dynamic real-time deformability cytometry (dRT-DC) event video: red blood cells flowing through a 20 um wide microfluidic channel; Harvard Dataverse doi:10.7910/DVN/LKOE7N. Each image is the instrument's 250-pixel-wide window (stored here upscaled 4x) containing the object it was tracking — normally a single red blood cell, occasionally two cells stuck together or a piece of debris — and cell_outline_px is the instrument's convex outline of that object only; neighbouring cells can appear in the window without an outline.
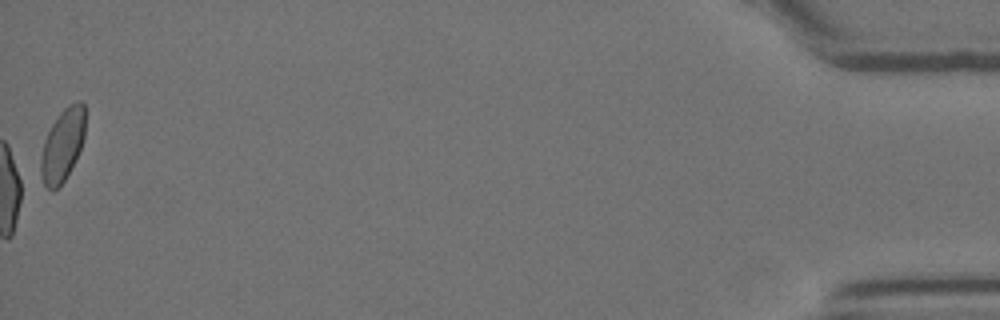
{"species": "Egyptian fruit bat (a non-hibernating species)", "species_latin": "Rousettus aegyptiacus", "temperature_condition": "room temperature", "stored_images_in_passage": 57, "camera_frame_rate_fps": 3000, "um_per_image_px": 0.085, "animal": {"sex": "female"}, "frame": {"image": 1, "passage_image": 57, "time_ms": 18.667, "image_size_px": [1000, 320], "cell_outline_px": [[84, 136], [80, 148], [64, 180], [52, 192], [44, 184], [40, 172], [40, 160], [44, 140], [52, 124], [60, 112], [68, 104], [80, 100], [84, 104]], "centroid_in_image_um": [5.29, 12.3], "position_along_channel_um": 429.9, "area_um2": 18.38}, "authors_computed_cell_mechanics": {"area_um2": 21.3282, "velocity_mm_per_s": 3.6295, "shape_relaxation_time_tau1_ms": 8.5992, "shape_relaxation_time_tau2_ms": 1.0236, "deformation_change_tau1": 0.1633, "deformation_change_tau2": 0.0458}}